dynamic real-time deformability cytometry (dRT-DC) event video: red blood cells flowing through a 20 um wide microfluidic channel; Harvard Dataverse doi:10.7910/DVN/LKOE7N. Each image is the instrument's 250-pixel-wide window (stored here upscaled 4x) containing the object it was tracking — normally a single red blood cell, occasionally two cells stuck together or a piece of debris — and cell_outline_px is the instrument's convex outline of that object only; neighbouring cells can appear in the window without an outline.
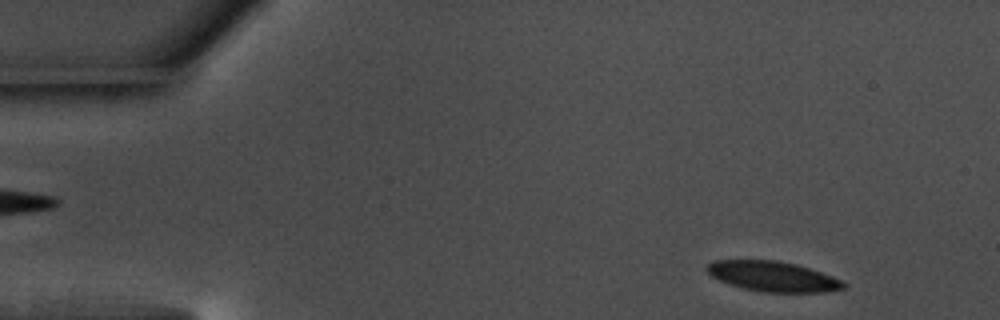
{"species": "common noctule bat (a hibernating species)", "species_latin": "Nyctalus noctula", "temperature_condition": "warm", "stored_images_in_passage": 53, "camera_frame_rate_fps": 3000, "um_per_image_px": 0.085, "animal": {"sex": "male", "body_mass_g": 17.5, "forearm_length_mm": 52.3}, "frame": {"image": 1, "passage_image": 3, "time_ms": 0.667, "image_size_px": [1000, 320], "cell_outline_px": [[848, 284], [844, 288], [824, 292], [764, 292], [740, 288], [728, 284], [712, 276], [704, 268], [708, 264], [716, 260], [776, 260], [796, 264], [832, 276]], "centroid_in_image_um": [65.67, 23.5], "position_along_channel_um": 19.3, "area_um2": 23.93}}
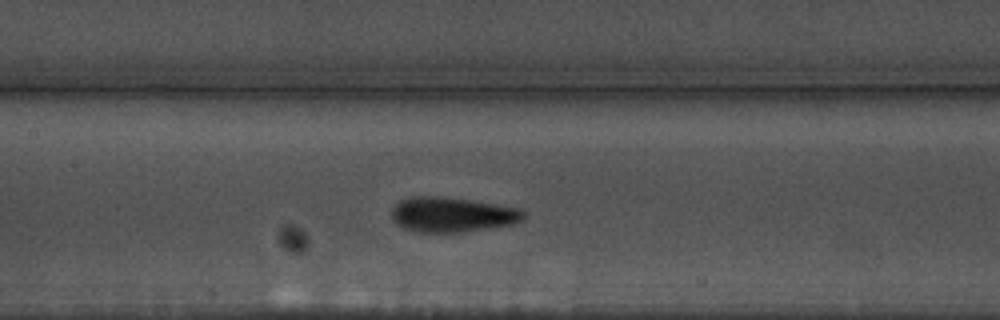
{"frame": {"image": 2, "passage_image": 23, "time_ms": 7.333, "image_size_px": [1000, 320], "cell_outline_px": [[524, 220], [512, 224], [464, 232], [416, 232], [404, 228], [396, 224], [392, 220], [392, 208], [400, 200], [408, 196], [440, 196], [468, 200], [516, 208], [524, 212]], "centroid_in_image_um": [38.36, 18.25], "position_along_channel_um": 169.0, "area_um2": 26.7}}
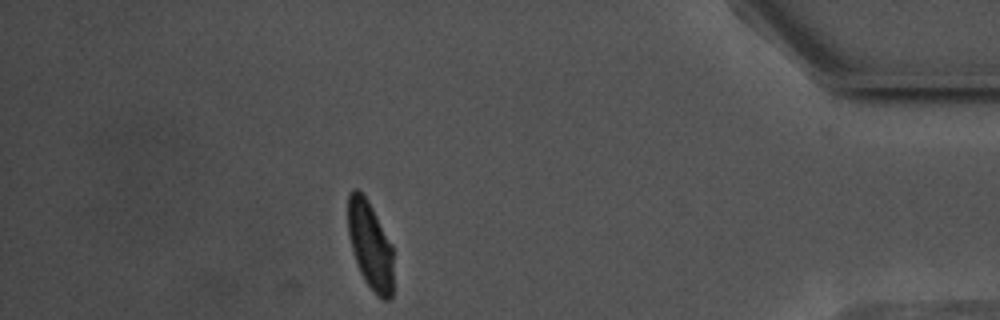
{"frame": {"image": 3, "passage_image": 46, "time_ms": 15.0, "image_size_px": [1000, 320], "cell_outline_px": [[392, 296], [388, 300], [384, 300], [364, 280], [360, 272], [352, 252], [348, 232], [348, 192], [352, 188], [356, 188], [368, 200], [392, 244]], "centroid_in_image_um": [31.45, 20.8], "position_along_channel_um": 403.8, "area_um2": 23.06}, "authors_computed_cell_mechanics": {"area_um2": 24.9118, "velocity_mm_per_s": 3.6516, "shape_relaxation_time_tau1_ms": 2.8063, "shape_relaxation_time_tau2_ms": 1.1977, "deformation_change_tau1": 0.1143, "deformation_change_tau2": 0.0851}}